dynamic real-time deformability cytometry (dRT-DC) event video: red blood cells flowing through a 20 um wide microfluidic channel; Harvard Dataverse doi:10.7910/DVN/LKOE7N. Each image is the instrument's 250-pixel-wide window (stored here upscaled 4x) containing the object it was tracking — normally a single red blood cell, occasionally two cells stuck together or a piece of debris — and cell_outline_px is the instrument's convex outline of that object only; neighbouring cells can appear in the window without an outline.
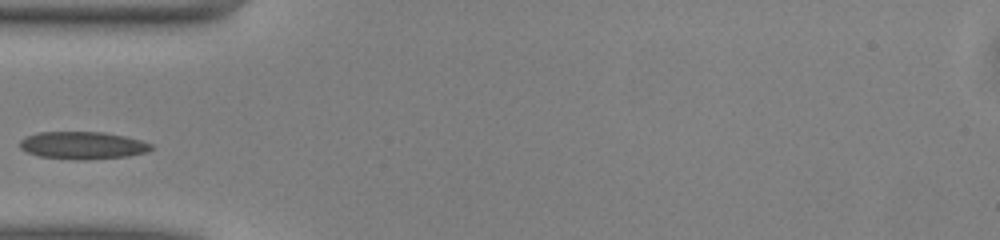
{"species": "common noctule bat (a hibernating species)", "species_latin": "Nyctalus noctula", "temperature_condition": "warm", "stored_images_in_passage": 35, "camera_frame_rate_fps": 3000, "um_per_image_px": 0.085, "animal": {"sex": "male", "body_mass_g": 13.0, "forearm_length_mm": 53.1}, "frame": {"image": 1, "passage_image": 1, "time_ms": 0.0, "image_size_px": [1000, 240], "cell_outline_px": [[152, 148], [148, 152], [128, 156], [88, 160], [76, 160], [40, 156], [28, 152], [20, 148], [20, 140], [24, 136], [36, 132], [104, 132], [124, 136], [140, 140], [152, 144]], "centroid_in_image_um": [7.02, 12.35], "position_along_channel_um": 78.0, "area_um2": 21.15}}
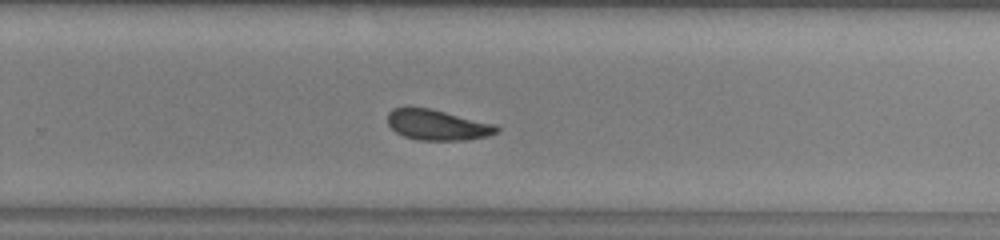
{"frame": {"image": 2, "passage_image": 17, "time_ms": 5.333, "image_size_px": [1000, 240], "cell_outline_px": [[500, 132], [488, 136], [468, 140], [416, 140], [404, 136], [396, 132], [388, 124], [388, 112], [392, 108], [404, 104], [432, 108], [496, 124], [500, 128]], "centroid_in_image_um": [37.16, 10.58], "position_along_channel_um": 292.6, "area_um2": 20.17}}
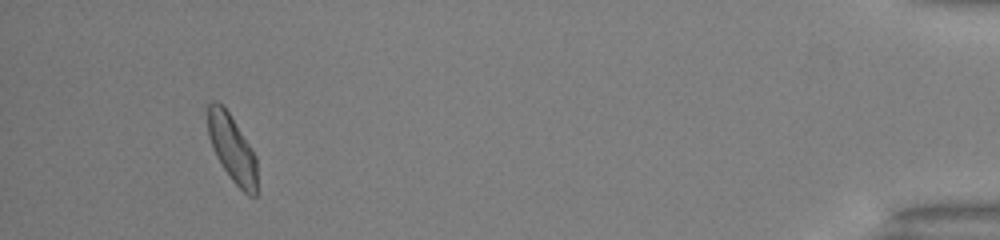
{"frame": {"image": 3, "passage_image": 32, "time_ms": 10.333, "image_size_px": [1000, 240], "cell_outline_px": [[256, 196], [248, 196], [232, 180], [216, 156], [212, 148], [208, 136], [208, 104], [212, 100], [216, 100], [224, 104], [252, 148], [256, 156]], "centroid_in_image_um": [19.72, 12.56], "position_along_channel_um": 415.5, "area_um2": 19.36}}